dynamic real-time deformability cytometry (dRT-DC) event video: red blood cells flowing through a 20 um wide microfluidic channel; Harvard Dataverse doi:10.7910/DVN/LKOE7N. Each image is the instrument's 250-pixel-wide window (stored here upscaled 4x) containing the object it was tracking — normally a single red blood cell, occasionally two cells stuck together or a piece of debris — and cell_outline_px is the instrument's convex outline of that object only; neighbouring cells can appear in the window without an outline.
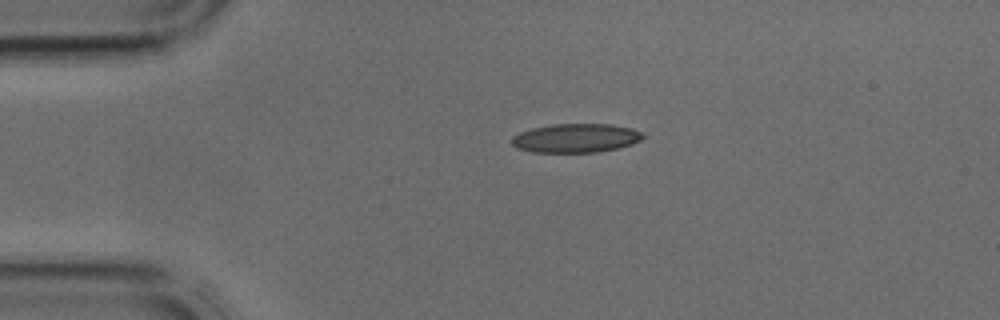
{"species": "common noctule bat (a hibernating species)", "species_latin": "Nyctalus noctula", "temperature_condition": "cold", "stored_images_in_passage": 5, "camera_frame_rate_fps": 3000, "um_per_image_px": 0.085, "animal": {"sex": "male", "body_mass_g": 17.9, "forearm_length_mm": 54.2}, "frame": {"image": 1, "passage_image": 1, "time_ms": 0.0, "image_size_px": [1000, 320], "cell_outline_px": [[644, 136], [640, 140], [632, 144], [616, 148], [596, 152], [532, 152], [516, 148], [512, 144], [512, 136], [520, 132], [532, 128], [552, 124], [612, 124], [632, 128], [644, 132]], "centroid_in_image_um": [48.95, 11.73], "position_along_channel_um": 36.1, "area_um2": 22.14}}
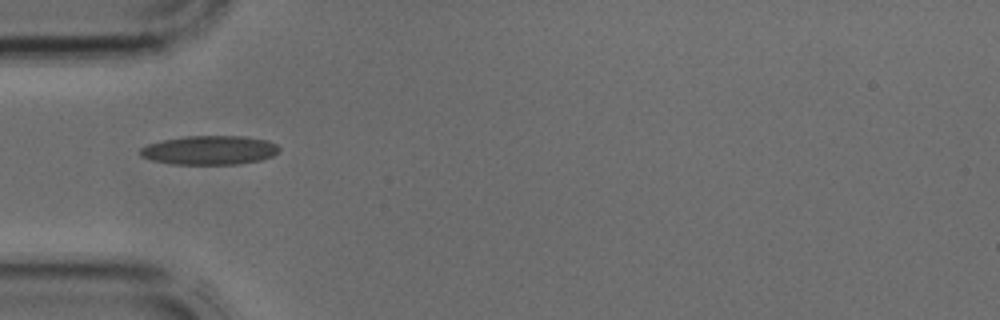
{"frame": {"image": 2, "passage_image": 5, "time_ms": 1.333, "image_size_px": [1000, 320], "cell_outline_px": [[280, 152], [272, 156], [260, 160], [240, 164], [172, 164], [152, 160], [140, 156], [140, 148], [148, 144], [164, 140], [184, 136], [244, 136], [268, 140], [276, 144], [280, 148]], "centroid_in_image_um": [17.84, 12.76], "position_along_channel_um": 67.2, "area_um2": 23.58}}